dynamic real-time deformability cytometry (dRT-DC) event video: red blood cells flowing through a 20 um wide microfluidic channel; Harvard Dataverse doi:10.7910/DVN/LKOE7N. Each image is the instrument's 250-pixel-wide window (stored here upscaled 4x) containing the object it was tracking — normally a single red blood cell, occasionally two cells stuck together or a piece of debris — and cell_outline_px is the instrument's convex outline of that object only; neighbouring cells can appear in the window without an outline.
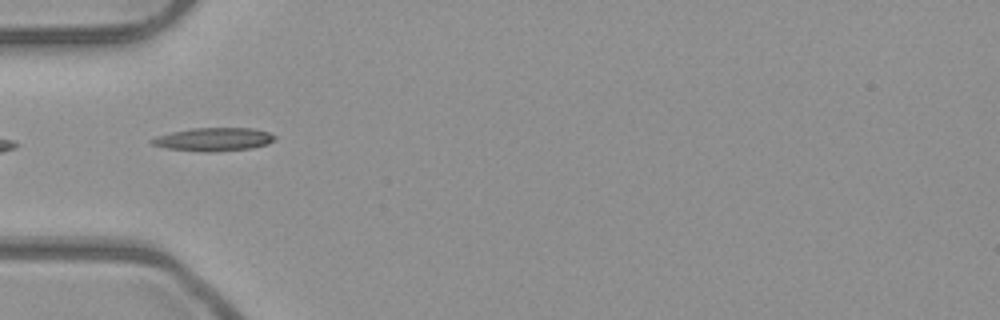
{"species": "common noctule bat (a hibernating species)", "species_latin": "Nyctalus noctula", "temperature_condition": "room temperature", "stored_images_in_passage": 7, "camera_frame_rate_fps": 3000, "um_per_image_px": 0.085, "animal": {"sex": "male", "body_mass_g": 23.1, "forearm_length_mm": 52.7}, "frame": {"image": 1, "passage_image": 6, "time_ms": 1.667, "image_size_px": [1000, 320], "cell_outline_px": [[276, 140], [268, 144], [252, 148], [216, 152], [204, 152], [168, 148], [152, 144], [148, 140], [156, 136], [172, 132], [192, 128], [252, 128], [268, 132], [276, 136]], "centroid_in_image_um": [18.19, 11.85], "position_along_channel_um": 66.8, "area_um2": 16.76}}
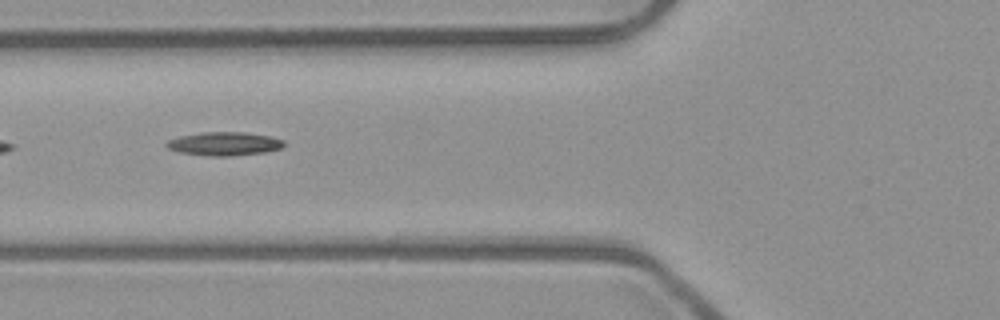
{"frame": {"image": 2, "passage_image": 7, "time_ms": 2.0, "image_size_px": [1000, 320], "cell_outline_px": [[284, 144], [280, 148], [264, 152], [232, 156], [212, 156], [180, 152], [168, 148], [164, 144], [168, 140], [180, 136], [200, 132], [244, 132], [272, 136], [284, 140]], "centroid_in_image_um": [19.06, 12.21], "position_along_channel_um": 106.7, "area_um2": 16.07}}